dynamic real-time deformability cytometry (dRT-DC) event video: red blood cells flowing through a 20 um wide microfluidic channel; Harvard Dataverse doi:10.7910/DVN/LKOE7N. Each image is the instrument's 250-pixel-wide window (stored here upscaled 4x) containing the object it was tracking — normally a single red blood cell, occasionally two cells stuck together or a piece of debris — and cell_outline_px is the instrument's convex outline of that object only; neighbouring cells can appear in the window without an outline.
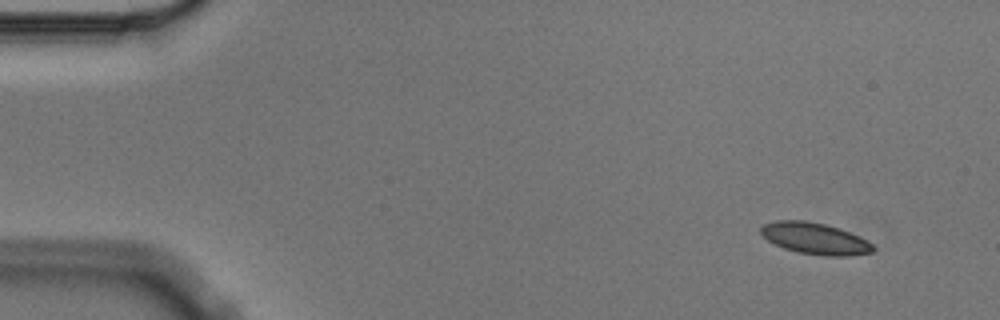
{"species": "Egyptian fruit bat (a non-hibernating species)", "species_latin": "Rousettus aegyptiacus", "temperature_condition": "cold", "stored_images_in_passage": 4, "camera_frame_rate_fps": 3000, "um_per_image_px": 0.085, "animal": {"sex": "male"}, "frame": {"image": 1, "passage_image": 1, "time_ms": 0.0, "image_size_px": [1000, 320], "cell_outline_px": [[876, 248], [872, 252], [852, 256], [824, 256], [796, 252], [784, 248], [768, 240], [760, 232], [760, 228], [764, 224], [776, 220], [804, 220], [824, 224], [840, 228], [868, 240]], "centroid_in_image_um": [69.3, 20.28], "position_along_channel_um": 15.7, "area_um2": 20.69}}
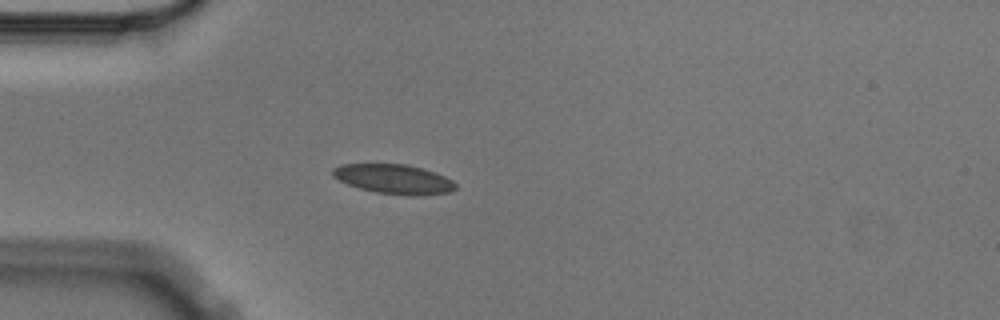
{"frame": {"image": 2, "passage_image": 4, "time_ms": 1.0, "image_size_px": [1000, 320], "cell_outline_px": [[456, 188], [452, 192], [424, 196], [408, 196], [376, 192], [360, 188], [348, 184], [332, 176], [332, 168], [340, 164], [408, 164], [436, 172], [452, 180], [456, 184]], "centroid_in_image_um": [33.52, 15.23], "position_along_channel_um": 51.5, "area_um2": 21.39}}